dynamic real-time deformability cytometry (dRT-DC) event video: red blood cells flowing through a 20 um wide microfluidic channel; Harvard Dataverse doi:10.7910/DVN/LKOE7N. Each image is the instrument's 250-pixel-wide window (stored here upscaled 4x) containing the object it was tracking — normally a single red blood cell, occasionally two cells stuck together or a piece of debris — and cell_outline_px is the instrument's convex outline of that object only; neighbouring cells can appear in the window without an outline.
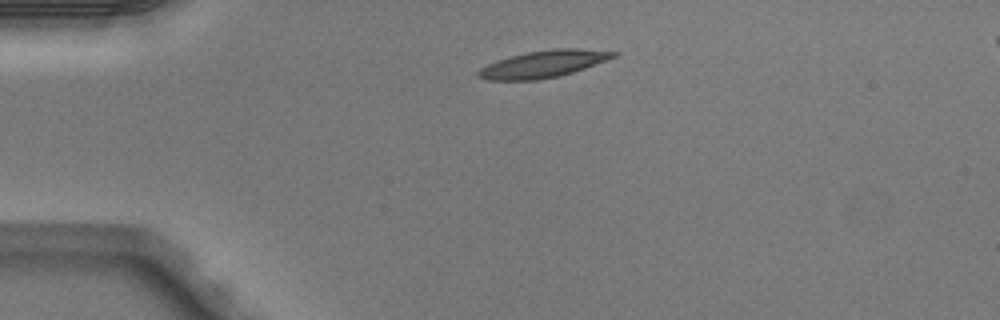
{"species": "Egyptian fruit bat (a non-hibernating species)", "species_latin": "Rousettus aegyptiacus", "temperature_condition": "warm", "stored_images_in_passage": 2, "camera_frame_rate_fps": 3000, "um_per_image_px": 0.085, "animal": {"sex": "male"}, "frame": {"image": 1, "passage_image": 1, "time_ms": 0.0, "image_size_px": [1000, 320], "cell_outline_px": [[620, 52], [616, 56], [584, 68], [560, 76], [540, 80], [484, 80], [476, 76], [476, 72], [480, 68], [496, 60], [528, 52], [556, 48], [576, 48]], "centroid_in_image_um": [46.14, 5.45], "position_along_channel_um": 38.9, "area_um2": 21.21}}
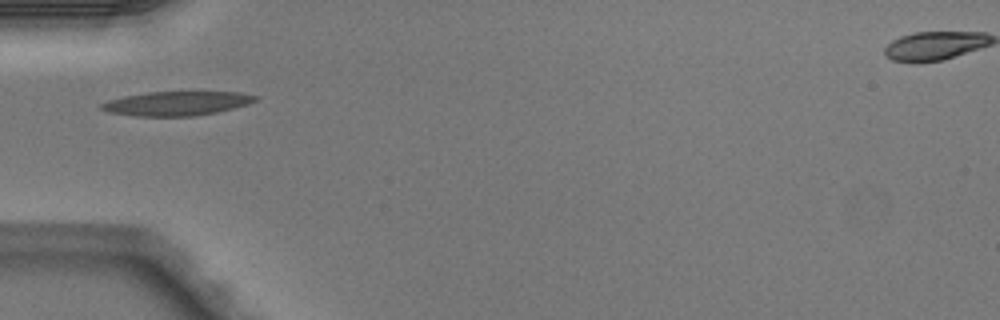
{"frame": {"image": 2, "passage_image": 2, "time_ms": 0.333, "image_size_px": [1000, 320], "cell_outline_px": [[260, 100], [248, 104], [216, 112], [196, 116], [136, 116], [108, 112], [100, 108], [100, 104], [108, 100], [124, 96], [148, 92], [240, 92], [260, 96]], "centroid_in_image_um": [15.05, 8.79], "position_along_channel_um": 69.9, "area_um2": 21.73}}